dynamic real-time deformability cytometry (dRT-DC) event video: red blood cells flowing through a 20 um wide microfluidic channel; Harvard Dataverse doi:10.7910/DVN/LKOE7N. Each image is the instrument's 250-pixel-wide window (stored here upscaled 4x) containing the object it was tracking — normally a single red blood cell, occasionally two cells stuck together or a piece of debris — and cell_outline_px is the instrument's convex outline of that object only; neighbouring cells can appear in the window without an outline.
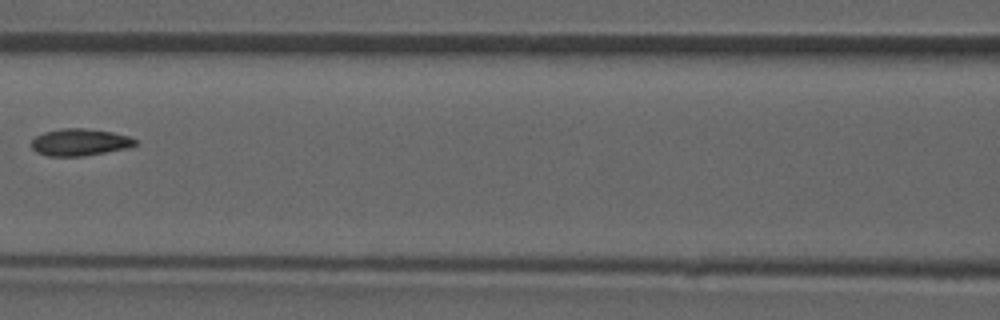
{"species": "common noctule bat (a hibernating species)", "species_latin": "Nyctalus noctula", "temperature_condition": "room temperature", "stored_images_in_passage": 5, "camera_frame_rate_fps": 3000, "um_per_image_px": 0.085, "animal": {"sex": "male", "forearm_length_mm": 52.5}, "frame": {"image": 1, "passage_image": 4, "time_ms": 4.333, "image_size_px": [1000, 320], "cell_outline_px": [[136, 144], [128, 148], [84, 156], [48, 156], [36, 152], [32, 148], [32, 140], [36, 136], [44, 132], [60, 128], [84, 128], [112, 132], [128, 136], [136, 140]], "centroid_in_image_um": [6.76, 12.09], "position_along_channel_um": 159.8, "area_um2": 16.3}}